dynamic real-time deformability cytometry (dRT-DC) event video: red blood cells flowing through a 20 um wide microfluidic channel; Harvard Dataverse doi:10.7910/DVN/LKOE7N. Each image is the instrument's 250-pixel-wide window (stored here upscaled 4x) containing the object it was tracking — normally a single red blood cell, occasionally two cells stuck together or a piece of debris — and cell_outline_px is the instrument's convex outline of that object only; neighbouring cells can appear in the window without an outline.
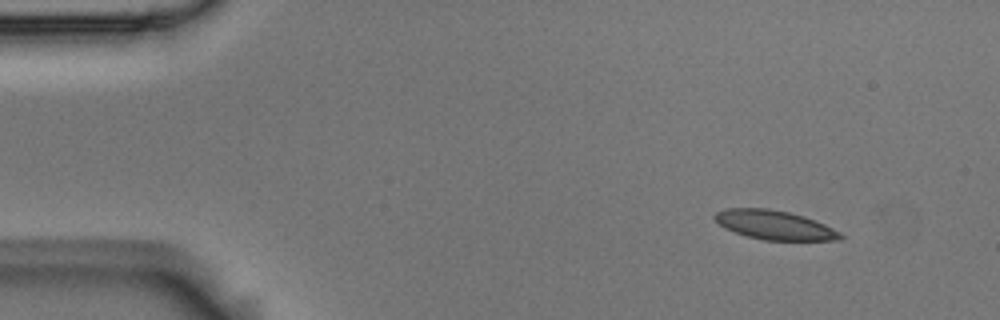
{"species": "Egyptian fruit bat (a non-hibernating species)", "species_latin": "Rousettus aegyptiacus", "temperature_condition": "room temperature", "stored_images_in_passage": 4, "camera_frame_rate_fps": 3000, "um_per_image_px": 0.085, "animal": {"sex": "male"}, "frame": {"image": 1, "passage_image": 1, "time_ms": 0.0, "image_size_px": [1000, 320], "cell_outline_px": [[844, 236], [840, 240], [764, 240], [748, 236], [724, 228], [712, 216], [716, 212], [728, 208], [768, 208], [788, 212], [804, 216], [824, 224], [840, 232]], "centroid_in_image_um": [65.83, 19.12], "position_along_channel_um": 19.2, "area_um2": 21.15}}
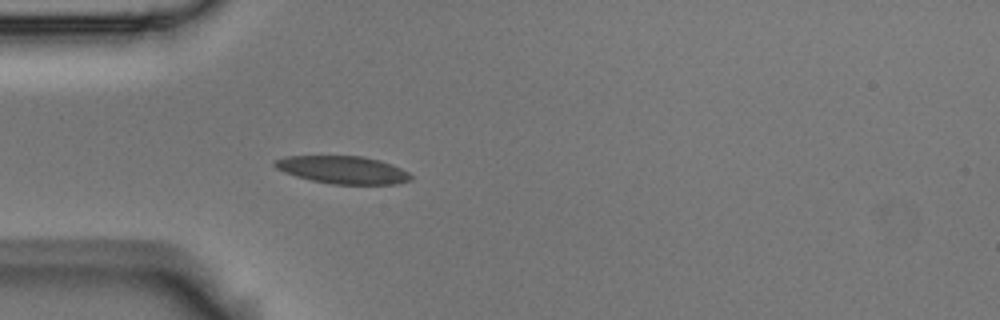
{"frame": {"image": 2, "passage_image": 4, "time_ms": 1.0, "image_size_px": [1000, 320], "cell_outline_px": [[412, 180], [396, 184], [332, 184], [312, 180], [296, 176], [284, 172], [276, 168], [272, 164], [272, 160], [284, 156], [364, 156], [380, 160], [392, 164], [408, 172], [412, 176]], "centroid_in_image_um": [29.12, 14.43], "position_along_channel_um": 55.9, "area_um2": 22.08}}